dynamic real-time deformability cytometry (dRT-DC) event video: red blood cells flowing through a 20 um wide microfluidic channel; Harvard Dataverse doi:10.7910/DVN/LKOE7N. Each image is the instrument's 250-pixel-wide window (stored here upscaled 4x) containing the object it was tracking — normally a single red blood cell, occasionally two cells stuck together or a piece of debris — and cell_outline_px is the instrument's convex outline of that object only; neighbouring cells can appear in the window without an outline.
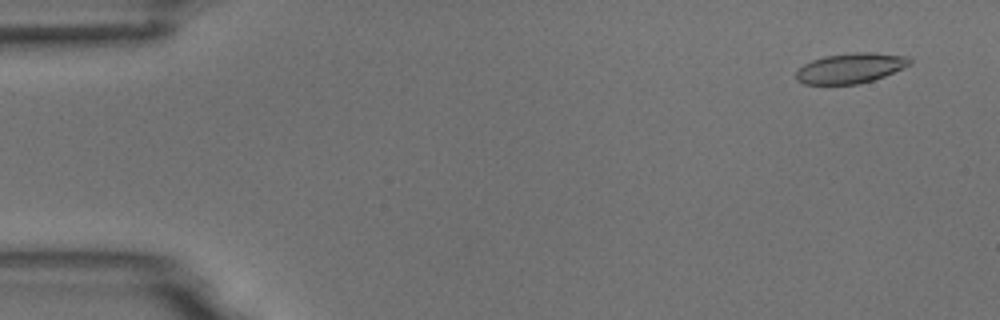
{"species": "common noctule bat (a hibernating species)", "species_latin": "Nyctalus noctula", "temperature_condition": "room temperature", "stored_images_in_passage": 4, "camera_frame_rate_fps": 3000, "um_per_image_px": 0.085, "animal": {"sex": "male", "body_mass_g": 18.8}, "frame": {"image": 1, "passage_image": 1, "time_ms": 0.0, "image_size_px": [1000, 320], "cell_outline_px": [[912, 64], [904, 68], [884, 76], [872, 80], [856, 84], [804, 84], [796, 80], [796, 72], [804, 64], [812, 60], [824, 56], [856, 52], [872, 52], [908, 56], [912, 60]], "centroid_in_image_um": [72.32, 5.78], "position_along_channel_um": 12.7, "area_um2": 20.0}}